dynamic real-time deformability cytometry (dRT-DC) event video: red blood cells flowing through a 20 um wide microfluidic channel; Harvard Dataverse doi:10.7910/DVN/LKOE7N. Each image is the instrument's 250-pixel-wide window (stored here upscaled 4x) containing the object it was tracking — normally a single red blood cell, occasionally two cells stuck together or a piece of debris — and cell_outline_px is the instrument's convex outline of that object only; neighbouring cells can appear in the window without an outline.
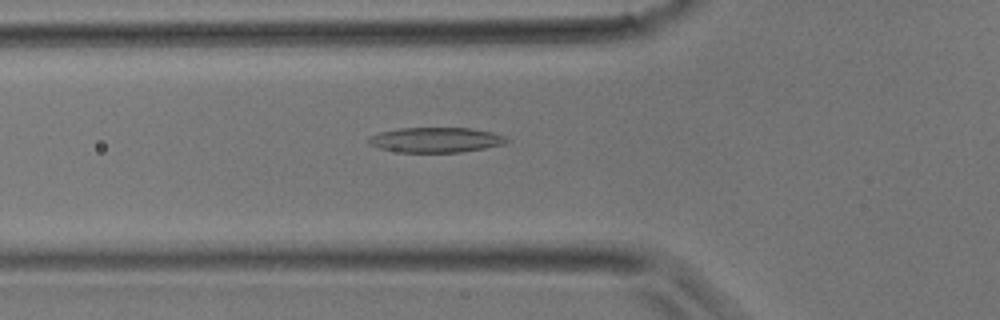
{"species": "common noctule bat (a hibernating species)", "species_latin": "Nyctalus noctula", "temperature_condition": "room temperature", "stored_images_in_passage": 40, "camera_frame_rate_fps": 3000, "um_per_image_px": 0.085, "animal": {"sex": "male", "body_mass_g": 17.9}, "frame": {"image": 1, "passage_image": 14, "time_ms": 4.333, "image_size_px": [1000, 320], "cell_outline_px": [[508, 140], [504, 144], [484, 148], [460, 152], [400, 152], [380, 148], [372, 144], [368, 140], [372, 136], [380, 132], [400, 128], [472, 128], [492, 132], [504, 136]], "centroid_in_image_um": [37.08, 11.88], "position_along_channel_um": 88.7, "area_um2": 19.83}}
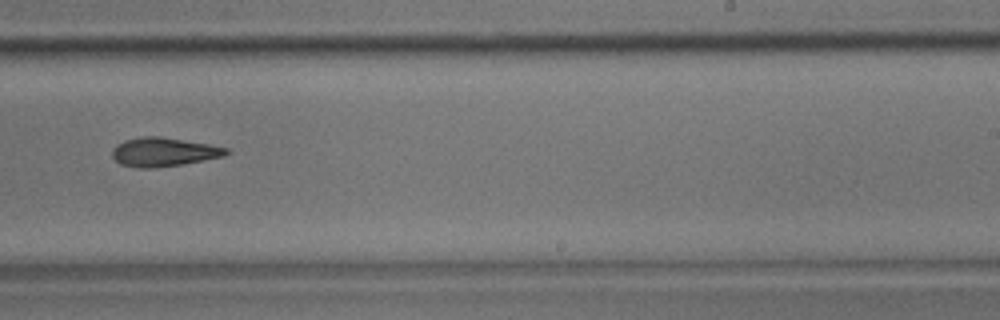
{"frame": {"image": 2, "passage_image": 25, "time_ms": 8.0, "image_size_px": [1000, 320], "cell_outline_px": [[232, 152], [224, 156], [180, 164], [152, 168], [140, 168], [120, 164], [112, 156], [112, 148], [116, 144], [124, 140], [144, 136], [160, 136], [208, 144], [228, 148]], "centroid_in_image_um": [13.89, 12.91], "position_along_channel_um": 275.1, "area_um2": 19.07}}
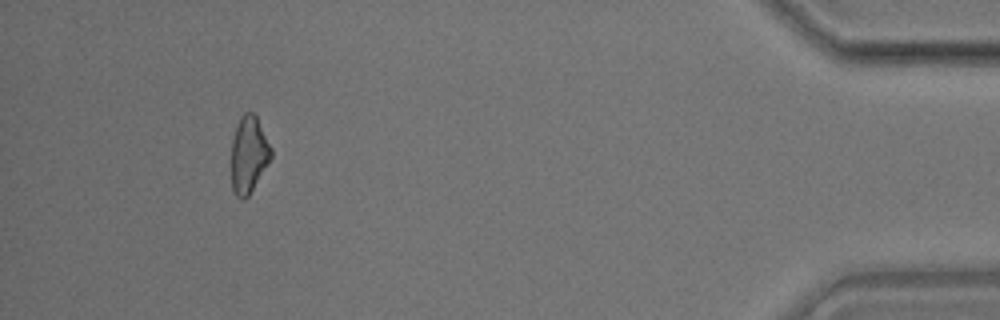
{"frame": {"image": 3, "passage_image": 37, "time_ms": 12.0, "image_size_px": [1000, 320], "cell_outline_px": [[272, 156], [268, 164], [248, 196], [244, 200], [240, 200], [232, 192], [232, 140], [236, 124], [240, 116], [244, 112], [252, 112], [256, 116], [272, 148]], "centroid_in_image_um": [21.13, 13.14], "position_along_channel_um": 414.1, "area_um2": 17.86}}